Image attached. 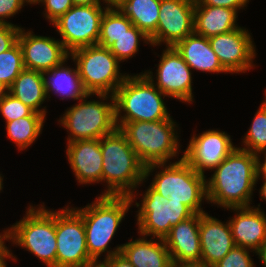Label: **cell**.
I'll use <instances>...</instances> for the list:
<instances>
[{
  "instance_id": "cell-1",
  "label": "cell",
  "mask_w": 266,
  "mask_h": 267,
  "mask_svg": "<svg viewBox=\"0 0 266 267\" xmlns=\"http://www.w3.org/2000/svg\"><path fill=\"white\" fill-rule=\"evenodd\" d=\"M259 161V156L236 147L206 178L207 203L224 209L250 207Z\"/></svg>"
},
{
  "instance_id": "cell-2",
  "label": "cell",
  "mask_w": 266,
  "mask_h": 267,
  "mask_svg": "<svg viewBox=\"0 0 266 267\" xmlns=\"http://www.w3.org/2000/svg\"><path fill=\"white\" fill-rule=\"evenodd\" d=\"M131 206L130 196L100 195L85 207H72L83 219L88 254L94 261H100L103 253V259L120 254L122 244L113 249L109 245Z\"/></svg>"
},
{
  "instance_id": "cell-3",
  "label": "cell",
  "mask_w": 266,
  "mask_h": 267,
  "mask_svg": "<svg viewBox=\"0 0 266 267\" xmlns=\"http://www.w3.org/2000/svg\"><path fill=\"white\" fill-rule=\"evenodd\" d=\"M103 157L102 182L106 189L100 195L130 196L144 185L146 165L130 146L126 136L116 129L100 138Z\"/></svg>"
},
{
  "instance_id": "cell-4",
  "label": "cell",
  "mask_w": 266,
  "mask_h": 267,
  "mask_svg": "<svg viewBox=\"0 0 266 267\" xmlns=\"http://www.w3.org/2000/svg\"><path fill=\"white\" fill-rule=\"evenodd\" d=\"M162 168V169H161ZM160 171H156V170ZM153 171L155 172L154 174ZM153 175L149 185L154 191L169 200L182 202L195 214L204 213L202 202L207 201L206 176L196 172L184 159L170 163L146 165L144 181Z\"/></svg>"
},
{
  "instance_id": "cell-5",
  "label": "cell",
  "mask_w": 266,
  "mask_h": 267,
  "mask_svg": "<svg viewBox=\"0 0 266 267\" xmlns=\"http://www.w3.org/2000/svg\"><path fill=\"white\" fill-rule=\"evenodd\" d=\"M116 125L145 165L170 163L175 157L178 159L177 156L181 153L180 136L177 135L179 128L172 117L159 121H132Z\"/></svg>"
},
{
  "instance_id": "cell-6",
  "label": "cell",
  "mask_w": 266,
  "mask_h": 267,
  "mask_svg": "<svg viewBox=\"0 0 266 267\" xmlns=\"http://www.w3.org/2000/svg\"><path fill=\"white\" fill-rule=\"evenodd\" d=\"M115 121H159L171 116L164 95L143 73L128 75L114 93ZM123 115V116H122Z\"/></svg>"
},
{
  "instance_id": "cell-7",
  "label": "cell",
  "mask_w": 266,
  "mask_h": 267,
  "mask_svg": "<svg viewBox=\"0 0 266 267\" xmlns=\"http://www.w3.org/2000/svg\"><path fill=\"white\" fill-rule=\"evenodd\" d=\"M26 214L6 233L12 245L20 246L41 260L46 267H56V210L45 204L30 205Z\"/></svg>"
},
{
  "instance_id": "cell-8",
  "label": "cell",
  "mask_w": 266,
  "mask_h": 267,
  "mask_svg": "<svg viewBox=\"0 0 266 267\" xmlns=\"http://www.w3.org/2000/svg\"><path fill=\"white\" fill-rule=\"evenodd\" d=\"M92 95H96L100 100H87L92 98ZM78 101L67 108L58 120V124L67 129L69 134L67 143L100 139L117 129L113 95L86 94Z\"/></svg>"
},
{
  "instance_id": "cell-9",
  "label": "cell",
  "mask_w": 266,
  "mask_h": 267,
  "mask_svg": "<svg viewBox=\"0 0 266 267\" xmlns=\"http://www.w3.org/2000/svg\"><path fill=\"white\" fill-rule=\"evenodd\" d=\"M82 85L88 94L114 95L129 75L120 72V61L100 45L78 48L70 53Z\"/></svg>"
},
{
  "instance_id": "cell-10",
  "label": "cell",
  "mask_w": 266,
  "mask_h": 267,
  "mask_svg": "<svg viewBox=\"0 0 266 267\" xmlns=\"http://www.w3.org/2000/svg\"><path fill=\"white\" fill-rule=\"evenodd\" d=\"M145 193V194H144ZM140 202L138 193H132L130 199L138 208L136 225L139 235L164 239L171 228L179 222L192 217L195 213L182 202L169 200L154 191L150 186L146 189ZM136 195V196H135Z\"/></svg>"
},
{
  "instance_id": "cell-11",
  "label": "cell",
  "mask_w": 266,
  "mask_h": 267,
  "mask_svg": "<svg viewBox=\"0 0 266 267\" xmlns=\"http://www.w3.org/2000/svg\"><path fill=\"white\" fill-rule=\"evenodd\" d=\"M102 6L74 5L52 23L61 36L60 41L69 53L78 48L97 45L101 19L109 7L107 5Z\"/></svg>"
},
{
  "instance_id": "cell-12",
  "label": "cell",
  "mask_w": 266,
  "mask_h": 267,
  "mask_svg": "<svg viewBox=\"0 0 266 267\" xmlns=\"http://www.w3.org/2000/svg\"><path fill=\"white\" fill-rule=\"evenodd\" d=\"M56 267H83L89 256L82 217L70 206L56 210Z\"/></svg>"
},
{
  "instance_id": "cell-13",
  "label": "cell",
  "mask_w": 266,
  "mask_h": 267,
  "mask_svg": "<svg viewBox=\"0 0 266 267\" xmlns=\"http://www.w3.org/2000/svg\"><path fill=\"white\" fill-rule=\"evenodd\" d=\"M157 65L156 75L150 70L144 72L148 79L167 97L193 104V73L177 50L165 47Z\"/></svg>"
},
{
  "instance_id": "cell-14",
  "label": "cell",
  "mask_w": 266,
  "mask_h": 267,
  "mask_svg": "<svg viewBox=\"0 0 266 267\" xmlns=\"http://www.w3.org/2000/svg\"><path fill=\"white\" fill-rule=\"evenodd\" d=\"M195 0H161L157 31L150 37L151 46L173 47L194 33Z\"/></svg>"
},
{
  "instance_id": "cell-15",
  "label": "cell",
  "mask_w": 266,
  "mask_h": 267,
  "mask_svg": "<svg viewBox=\"0 0 266 267\" xmlns=\"http://www.w3.org/2000/svg\"><path fill=\"white\" fill-rule=\"evenodd\" d=\"M250 34L248 29L240 26L209 38L212 50L228 73L241 74L255 67L256 45Z\"/></svg>"
},
{
  "instance_id": "cell-16",
  "label": "cell",
  "mask_w": 266,
  "mask_h": 267,
  "mask_svg": "<svg viewBox=\"0 0 266 267\" xmlns=\"http://www.w3.org/2000/svg\"><path fill=\"white\" fill-rule=\"evenodd\" d=\"M237 146L225 131L209 129L193 134L183 159L199 174L215 169Z\"/></svg>"
},
{
  "instance_id": "cell-17",
  "label": "cell",
  "mask_w": 266,
  "mask_h": 267,
  "mask_svg": "<svg viewBox=\"0 0 266 267\" xmlns=\"http://www.w3.org/2000/svg\"><path fill=\"white\" fill-rule=\"evenodd\" d=\"M17 41L25 69L45 73L70 58V53L59 39L35 35L30 29L26 31L21 27Z\"/></svg>"
},
{
  "instance_id": "cell-18",
  "label": "cell",
  "mask_w": 266,
  "mask_h": 267,
  "mask_svg": "<svg viewBox=\"0 0 266 267\" xmlns=\"http://www.w3.org/2000/svg\"><path fill=\"white\" fill-rule=\"evenodd\" d=\"M235 211L228 218L235 246H241L257 252L266 242V212L260 203L254 207L228 208Z\"/></svg>"
},
{
  "instance_id": "cell-19",
  "label": "cell",
  "mask_w": 266,
  "mask_h": 267,
  "mask_svg": "<svg viewBox=\"0 0 266 267\" xmlns=\"http://www.w3.org/2000/svg\"><path fill=\"white\" fill-rule=\"evenodd\" d=\"M66 156L78 185L102 183L100 139L67 143Z\"/></svg>"
},
{
  "instance_id": "cell-20",
  "label": "cell",
  "mask_w": 266,
  "mask_h": 267,
  "mask_svg": "<svg viewBox=\"0 0 266 267\" xmlns=\"http://www.w3.org/2000/svg\"><path fill=\"white\" fill-rule=\"evenodd\" d=\"M201 261L214 266L222 260L235 246L230 223L210 216L208 212L200 213Z\"/></svg>"
},
{
  "instance_id": "cell-21",
  "label": "cell",
  "mask_w": 266,
  "mask_h": 267,
  "mask_svg": "<svg viewBox=\"0 0 266 267\" xmlns=\"http://www.w3.org/2000/svg\"><path fill=\"white\" fill-rule=\"evenodd\" d=\"M200 213L173 226L164 238L173 262L201 261Z\"/></svg>"
},
{
  "instance_id": "cell-22",
  "label": "cell",
  "mask_w": 266,
  "mask_h": 267,
  "mask_svg": "<svg viewBox=\"0 0 266 267\" xmlns=\"http://www.w3.org/2000/svg\"><path fill=\"white\" fill-rule=\"evenodd\" d=\"M141 237V238H140ZM122 244L121 254L134 267H170L172 260L164 239L140 235Z\"/></svg>"
},
{
  "instance_id": "cell-23",
  "label": "cell",
  "mask_w": 266,
  "mask_h": 267,
  "mask_svg": "<svg viewBox=\"0 0 266 267\" xmlns=\"http://www.w3.org/2000/svg\"><path fill=\"white\" fill-rule=\"evenodd\" d=\"M181 55L191 70L228 73L218 60L216 53L212 50L209 39L195 33L177 42L173 46Z\"/></svg>"
},
{
  "instance_id": "cell-24",
  "label": "cell",
  "mask_w": 266,
  "mask_h": 267,
  "mask_svg": "<svg viewBox=\"0 0 266 267\" xmlns=\"http://www.w3.org/2000/svg\"><path fill=\"white\" fill-rule=\"evenodd\" d=\"M238 12L225 7L195 5L194 33L210 38L239 28Z\"/></svg>"
},
{
  "instance_id": "cell-25",
  "label": "cell",
  "mask_w": 266,
  "mask_h": 267,
  "mask_svg": "<svg viewBox=\"0 0 266 267\" xmlns=\"http://www.w3.org/2000/svg\"><path fill=\"white\" fill-rule=\"evenodd\" d=\"M9 93L34 112L47 115L46 106H42L44 102L48 101L44 73L24 69L14 80L9 88Z\"/></svg>"
},
{
  "instance_id": "cell-26",
  "label": "cell",
  "mask_w": 266,
  "mask_h": 267,
  "mask_svg": "<svg viewBox=\"0 0 266 267\" xmlns=\"http://www.w3.org/2000/svg\"><path fill=\"white\" fill-rule=\"evenodd\" d=\"M68 60L69 58L61 65L53 67L50 71L44 73L48 100L51 98L50 93L61 96L60 100L70 98L73 101H78L88 94L82 85L75 62V69L65 65Z\"/></svg>"
},
{
  "instance_id": "cell-27",
  "label": "cell",
  "mask_w": 266,
  "mask_h": 267,
  "mask_svg": "<svg viewBox=\"0 0 266 267\" xmlns=\"http://www.w3.org/2000/svg\"><path fill=\"white\" fill-rule=\"evenodd\" d=\"M161 0H123L119 8L149 38L157 31Z\"/></svg>"
},
{
  "instance_id": "cell-28",
  "label": "cell",
  "mask_w": 266,
  "mask_h": 267,
  "mask_svg": "<svg viewBox=\"0 0 266 267\" xmlns=\"http://www.w3.org/2000/svg\"><path fill=\"white\" fill-rule=\"evenodd\" d=\"M46 116L33 112L30 116L5 122L7 137L18 148V151L28 149L42 134Z\"/></svg>"
},
{
  "instance_id": "cell-29",
  "label": "cell",
  "mask_w": 266,
  "mask_h": 267,
  "mask_svg": "<svg viewBox=\"0 0 266 267\" xmlns=\"http://www.w3.org/2000/svg\"><path fill=\"white\" fill-rule=\"evenodd\" d=\"M133 26L128 17L117 6H109L101 19L98 45L109 48L117 38Z\"/></svg>"
},
{
  "instance_id": "cell-30",
  "label": "cell",
  "mask_w": 266,
  "mask_h": 267,
  "mask_svg": "<svg viewBox=\"0 0 266 267\" xmlns=\"http://www.w3.org/2000/svg\"><path fill=\"white\" fill-rule=\"evenodd\" d=\"M265 99L260 104L257 112L254 115L251 126L242 138L243 150L249 151L261 157V154L266 152V89Z\"/></svg>"
},
{
  "instance_id": "cell-31",
  "label": "cell",
  "mask_w": 266,
  "mask_h": 267,
  "mask_svg": "<svg viewBox=\"0 0 266 267\" xmlns=\"http://www.w3.org/2000/svg\"><path fill=\"white\" fill-rule=\"evenodd\" d=\"M147 45H151L150 38L136 26H132L129 31L119 38L109 47V50L122 63L130 58L135 57L140 47V41Z\"/></svg>"
},
{
  "instance_id": "cell-32",
  "label": "cell",
  "mask_w": 266,
  "mask_h": 267,
  "mask_svg": "<svg viewBox=\"0 0 266 267\" xmlns=\"http://www.w3.org/2000/svg\"><path fill=\"white\" fill-rule=\"evenodd\" d=\"M24 69L22 50L17 41L11 48L0 53V82L10 88Z\"/></svg>"
},
{
  "instance_id": "cell-33",
  "label": "cell",
  "mask_w": 266,
  "mask_h": 267,
  "mask_svg": "<svg viewBox=\"0 0 266 267\" xmlns=\"http://www.w3.org/2000/svg\"><path fill=\"white\" fill-rule=\"evenodd\" d=\"M33 112L31 108L10 93L0 101V113L5 118V122L30 116Z\"/></svg>"
},
{
  "instance_id": "cell-34",
  "label": "cell",
  "mask_w": 266,
  "mask_h": 267,
  "mask_svg": "<svg viewBox=\"0 0 266 267\" xmlns=\"http://www.w3.org/2000/svg\"><path fill=\"white\" fill-rule=\"evenodd\" d=\"M250 252L255 251L241 246H234L229 253L213 267H255Z\"/></svg>"
},
{
  "instance_id": "cell-35",
  "label": "cell",
  "mask_w": 266,
  "mask_h": 267,
  "mask_svg": "<svg viewBox=\"0 0 266 267\" xmlns=\"http://www.w3.org/2000/svg\"><path fill=\"white\" fill-rule=\"evenodd\" d=\"M40 3L45 7L43 11L44 18L47 19L50 24L74 6L73 0H40L38 5H40Z\"/></svg>"
},
{
  "instance_id": "cell-36",
  "label": "cell",
  "mask_w": 266,
  "mask_h": 267,
  "mask_svg": "<svg viewBox=\"0 0 266 267\" xmlns=\"http://www.w3.org/2000/svg\"><path fill=\"white\" fill-rule=\"evenodd\" d=\"M21 26L0 24V53L11 48L18 39Z\"/></svg>"
},
{
  "instance_id": "cell-37",
  "label": "cell",
  "mask_w": 266,
  "mask_h": 267,
  "mask_svg": "<svg viewBox=\"0 0 266 267\" xmlns=\"http://www.w3.org/2000/svg\"><path fill=\"white\" fill-rule=\"evenodd\" d=\"M26 3L25 0H0V24H12L6 19L21 12Z\"/></svg>"
},
{
  "instance_id": "cell-38",
  "label": "cell",
  "mask_w": 266,
  "mask_h": 267,
  "mask_svg": "<svg viewBox=\"0 0 266 267\" xmlns=\"http://www.w3.org/2000/svg\"><path fill=\"white\" fill-rule=\"evenodd\" d=\"M249 3V0H195V5H207L214 7H225L234 9L237 12L244 9Z\"/></svg>"
},
{
  "instance_id": "cell-39",
  "label": "cell",
  "mask_w": 266,
  "mask_h": 267,
  "mask_svg": "<svg viewBox=\"0 0 266 267\" xmlns=\"http://www.w3.org/2000/svg\"><path fill=\"white\" fill-rule=\"evenodd\" d=\"M5 241L9 242V237L6 232L0 236V267H7L6 260L8 259L14 262L17 261V257L12 253V250L6 246Z\"/></svg>"
},
{
  "instance_id": "cell-40",
  "label": "cell",
  "mask_w": 266,
  "mask_h": 267,
  "mask_svg": "<svg viewBox=\"0 0 266 267\" xmlns=\"http://www.w3.org/2000/svg\"><path fill=\"white\" fill-rule=\"evenodd\" d=\"M106 267H134L129 261L120 253L102 261Z\"/></svg>"
},
{
  "instance_id": "cell-41",
  "label": "cell",
  "mask_w": 266,
  "mask_h": 267,
  "mask_svg": "<svg viewBox=\"0 0 266 267\" xmlns=\"http://www.w3.org/2000/svg\"><path fill=\"white\" fill-rule=\"evenodd\" d=\"M170 267H212V266H209L202 261L186 262V263H179V262H173L172 261Z\"/></svg>"
},
{
  "instance_id": "cell-42",
  "label": "cell",
  "mask_w": 266,
  "mask_h": 267,
  "mask_svg": "<svg viewBox=\"0 0 266 267\" xmlns=\"http://www.w3.org/2000/svg\"><path fill=\"white\" fill-rule=\"evenodd\" d=\"M103 2V3H102ZM106 5V0H73L74 5H79V6H85V5Z\"/></svg>"
},
{
  "instance_id": "cell-43",
  "label": "cell",
  "mask_w": 266,
  "mask_h": 267,
  "mask_svg": "<svg viewBox=\"0 0 266 267\" xmlns=\"http://www.w3.org/2000/svg\"><path fill=\"white\" fill-rule=\"evenodd\" d=\"M262 178L263 184L261 185V188L259 189L260 199L266 201V176L262 175L260 172L258 173L256 183H258V180Z\"/></svg>"
},
{
  "instance_id": "cell-44",
  "label": "cell",
  "mask_w": 266,
  "mask_h": 267,
  "mask_svg": "<svg viewBox=\"0 0 266 267\" xmlns=\"http://www.w3.org/2000/svg\"><path fill=\"white\" fill-rule=\"evenodd\" d=\"M258 255L259 261L262 263L264 267H266V242L262 245V247L256 252V256Z\"/></svg>"
},
{
  "instance_id": "cell-45",
  "label": "cell",
  "mask_w": 266,
  "mask_h": 267,
  "mask_svg": "<svg viewBox=\"0 0 266 267\" xmlns=\"http://www.w3.org/2000/svg\"><path fill=\"white\" fill-rule=\"evenodd\" d=\"M264 158L263 161H261L262 159L260 158V161H259V168H260V173L264 176H266V152L263 153Z\"/></svg>"
},
{
  "instance_id": "cell-46",
  "label": "cell",
  "mask_w": 266,
  "mask_h": 267,
  "mask_svg": "<svg viewBox=\"0 0 266 267\" xmlns=\"http://www.w3.org/2000/svg\"><path fill=\"white\" fill-rule=\"evenodd\" d=\"M9 93V88L0 82V101Z\"/></svg>"
},
{
  "instance_id": "cell-47",
  "label": "cell",
  "mask_w": 266,
  "mask_h": 267,
  "mask_svg": "<svg viewBox=\"0 0 266 267\" xmlns=\"http://www.w3.org/2000/svg\"><path fill=\"white\" fill-rule=\"evenodd\" d=\"M83 267H106L105 264L100 260V261H94L92 263H89Z\"/></svg>"
},
{
  "instance_id": "cell-48",
  "label": "cell",
  "mask_w": 266,
  "mask_h": 267,
  "mask_svg": "<svg viewBox=\"0 0 266 267\" xmlns=\"http://www.w3.org/2000/svg\"><path fill=\"white\" fill-rule=\"evenodd\" d=\"M123 0H106L107 6H117L119 5Z\"/></svg>"
},
{
  "instance_id": "cell-49",
  "label": "cell",
  "mask_w": 266,
  "mask_h": 267,
  "mask_svg": "<svg viewBox=\"0 0 266 267\" xmlns=\"http://www.w3.org/2000/svg\"><path fill=\"white\" fill-rule=\"evenodd\" d=\"M28 5H36L40 0H25Z\"/></svg>"
},
{
  "instance_id": "cell-50",
  "label": "cell",
  "mask_w": 266,
  "mask_h": 267,
  "mask_svg": "<svg viewBox=\"0 0 266 267\" xmlns=\"http://www.w3.org/2000/svg\"><path fill=\"white\" fill-rule=\"evenodd\" d=\"M4 178V176H2V174L0 173V193H1V191L3 190V178Z\"/></svg>"
},
{
  "instance_id": "cell-51",
  "label": "cell",
  "mask_w": 266,
  "mask_h": 267,
  "mask_svg": "<svg viewBox=\"0 0 266 267\" xmlns=\"http://www.w3.org/2000/svg\"><path fill=\"white\" fill-rule=\"evenodd\" d=\"M6 231H7V230H5V228H4L3 232L0 233V236H1L3 233H5Z\"/></svg>"
}]
</instances>
